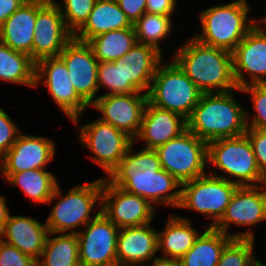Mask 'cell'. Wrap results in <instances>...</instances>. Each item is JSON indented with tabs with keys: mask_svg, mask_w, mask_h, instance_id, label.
Segmentation results:
<instances>
[{
	"mask_svg": "<svg viewBox=\"0 0 266 266\" xmlns=\"http://www.w3.org/2000/svg\"><path fill=\"white\" fill-rule=\"evenodd\" d=\"M174 60L202 93L238 90L233 74L232 52L190 38L179 47Z\"/></svg>",
	"mask_w": 266,
	"mask_h": 266,
	"instance_id": "obj_2",
	"label": "cell"
},
{
	"mask_svg": "<svg viewBox=\"0 0 266 266\" xmlns=\"http://www.w3.org/2000/svg\"><path fill=\"white\" fill-rule=\"evenodd\" d=\"M9 215V208L7 207L5 197L0 195V233L6 225Z\"/></svg>",
	"mask_w": 266,
	"mask_h": 266,
	"instance_id": "obj_43",
	"label": "cell"
},
{
	"mask_svg": "<svg viewBox=\"0 0 266 266\" xmlns=\"http://www.w3.org/2000/svg\"><path fill=\"white\" fill-rule=\"evenodd\" d=\"M162 61V53L150 45L135 43L119 63L122 74V94L142 92L148 94L152 79Z\"/></svg>",
	"mask_w": 266,
	"mask_h": 266,
	"instance_id": "obj_19",
	"label": "cell"
},
{
	"mask_svg": "<svg viewBox=\"0 0 266 266\" xmlns=\"http://www.w3.org/2000/svg\"><path fill=\"white\" fill-rule=\"evenodd\" d=\"M150 266H183L180 259H168L164 257H158Z\"/></svg>",
	"mask_w": 266,
	"mask_h": 266,
	"instance_id": "obj_44",
	"label": "cell"
},
{
	"mask_svg": "<svg viewBox=\"0 0 266 266\" xmlns=\"http://www.w3.org/2000/svg\"><path fill=\"white\" fill-rule=\"evenodd\" d=\"M20 132L19 127L13 122L9 115L0 108V159L15 143Z\"/></svg>",
	"mask_w": 266,
	"mask_h": 266,
	"instance_id": "obj_37",
	"label": "cell"
},
{
	"mask_svg": "<svg viewBox=\"0 0 266 266\" xmlns=\"http://www.w3.org/2000/svg\"><path fill=\"white\" fill-rule=\"evenodd\" d=\"M259 266H265L261 261H259Z\"/></svg>",
	"mask_w": 266,
	"mask_h": 266,
	"instance_id": "obj_47",
	"label": "cell"
},
{
	"mask_svg": "<svg viewBox=\"0 0 266 266\" xmlns=\"http://www.w3.org/2000/svg\"><path fill=\"white\" fill-rule=\"evenodd\" d=\"M137 42L150 45L162 53L160 41L166 39L172 29L171 16L145 12L134 24Z\"/></svg>",
	"mask_w": 266,
	"mask_h": 266,
	"instance_id": "obj_32",
	"label": "cell"
},
{
	"mask_svg": "<svg viewBox=\"0 0 266 266\" xmlns=\"http://www.w3.org/2000/svg\"><path fill=\"white\" fill-rule=\"evenodd\" d=\"M0 79L7 83L35 86V62L0 41Z\"/></svg>",
	"mask_w": 266,
	"mask_h": 266,
	"instance_id": "obj_30",
	"label": "cell"
},
{
	"mask_svg": "<svg viewBox=\"0 0 266 266\" xmlns=\"http://www.w3.org/2000/svg\"><path fill=\"white\" fill-rule=\"evenodd\" d=\"M163 170L181 184L206 173L208 143L188 129L156 149Z\"/></svg>",
	"mask_w": 266,
	"mask_h": 266,
	"instance_id": "obj_8",
	"label": "cell"
},
{
	"mask_svg": "<svg viewBox=\"0 0 266 266\" xmlns=\"http://www.w3.org/2000/svg\"><path fill=\"white\" fill-rule=\"evenodd\" d=\"M98 62H113L124 56L137 43L134 27L112 30L87 42Z\"/></svg>",
	"mask_w": 266,
	"mask_h": 266,
	"instance_id": "obj_29",
	"label": "cell"
},
{
	"mask_svg": "<svg viewBox=\"0 0 266 266\" xmlns=\"http://www.w3.org/2000/svg\"><path fill=\"white\" fill-rule=\"evenodd\" d=\"M27 0H0V26Z\"/></svg>",
	"mask_w": 266,
	"mask_h": 266,
	"instance_id": "obj_42",
	"label": "cell"
},
{
	"mask_svg": "<svg viewBox=\"0 0 266 266\" xmlns=\"http://www.w3.org/2000/svg\"><path fill=\"white\" fill-rule=\"evenodd\" d=\"M98 89L106 87L108 94H122V74L119 63L99 62L97 68Z\"/></svg>",
	"mask_w": 266,
	"mask_h": 266,
	"instance_id": "obj_36",
	"label": "cell"
},
{
	"mask_svg": "<svg viewBox=\"0 0 266 266\" xmlns=\"http://www.w3.org/2000/svg\"><path fill=\"white\" fill-rule=\"evenodd\" d=\"M237 91L249 93L253 102V109L256 114L249 120V113L245 111L247 128L266 130V84H251ZM251 122V123H250Z\"/></svg>",
	"mask_w": 266,
	"mask_h": 266,
	"instance_id": "obj_35",
	"label": "cell"
},
{
	"mask_svg": "<svg viewBox=\"0 0 266 266\" xmlns=\"http://www.w3.org/2000/svg\"><path fill=\"white\" fill-rule=\"evenodd\" d=\"M133 145L134 142L108 179L125 191L147 199L152 205L154 203V206L157 203L178 208L182 184L162 169L155 149L143 147L134 153Z\"/></svg>",
	"mask_w": 266,
	"mask_h": 266,
	"instance_id": "obj_1",
	"label": "cell"
},
{
	"mask_svg": "<svg viewBox=\"0 0 266 266\" xmlns=\"http://www.w3.org/2000/svg\"><path fill=\"white\" fill-rule=\"evenodd\" d=\"M249 10L246 0L202 10L199 14L202 32L193 37L203 44L233 52L257 22L254 18L247 23Z\"/></svg>",
	"mask_w": 266,
	"mask_h": 266,
	"instance_id": "obj_4",
	"label": "cell"
},
{
	"mask_svg": "<svg viewBox=\"0 0 266 266\" xmlns=\"http://www.w3.org/2000/svg\"><path fill=\"white\" fill-rule=\"evenodd\" d=\"M252 238H233L223 249L217 266H259Z\"/></svg>",
	"mask_w": 266,
	"mask_h": 266,
	"instance_id": "obj_33",
	"label": "cell"
},
{
	"mask_svg": "<svg viewBox=\"0 0 266 266\" xmlns=\"http://www.w3.org/2000/svg\"><path fill=\"white\" fill-rule=\"evenodd\" d=\"M260 19H261L260 21H262L261 23L263 24V26L265 25L266 27V15Z\"/></svg>",
	"mask_w": 266,
	"mask_h": 266,
	"instance_id": "obj_45",
	"label": "cell"
},
{
	"mask_svg": "<svg viewBox=\"0 0 266 266\" xmlns=\"http://www.w3.org/2000/svg\"><path fill=\"white\" fill-rule=\"evenodd\" d=\"M48 234L45 222L42 224L35 218L9 215L0 239L37 261L43 252Z\"/></svg>",
	"mask_w": 266,
	"mask_h": 266,
	"instance_id": "obj_23",
	"label": "cell"
},
{
	"mask_svg": "<svg viewBox=\"0 0 266 266\" xmlns=\"http://www.w3.org/2000/svg\"><path fill=\"white\" fill-rule=\"evenodd\" d=\"M173 61V62H172ZM159 64L148 92V101L161 109L169 110L188 119L198 104L202 92L172 60Z\"/></svg>",
	"mask_w": 266,
	"mask_h": 266,
	"instance_id": "obj_7",
	"label": "cell"
},
{
	"mask_svg": "<svg viewBox=\"0 0 266 266\" xmlns=\"http://www.w3.org/2000/svg\"><path fill=\"white\" fill-rule=\"evenodd\" d=\"M266 183L257 186H238L221 220L213 227L233 238H252L251 230L229 234L230 224L240 226L257 225L266 220Z\"/></svg>",
	"mask_w": 266,
	"mask_h": 266,
	"instance_id": "obj_13",
	"label": "cell"
},
{
	"mask_svg": "<svg viewBox=\"0 0 266 266\" xmlns=\"http://www.w3.org/2000/svg\"><path fill=\"white\" fill-rule=\"evenodd\" d=\"M207 160L209 164L212 163L227 174L222 176L210 173L211 175L225 178L238 186H257L266 183L246 134L208 142ZM231 176L237 180H232Z\"/></svg>",
	"mask_w": 266,
	"mask_h": 266,
	"instance_id": "obj_6",
	"label": "cell"
},
{
	"mask_svg": "<svg viewBox=\"0 0 266 266\" xmlns=\"http://www.w3.org/2000/svg\"><path fill=\"white\" fill-rule=\"evenodd\" d=\"M59 57L64 61L77 94L89 105L97 100L98 60L87 42L74 37L66 44Z\"/></svg>",
	"mask_w": 266,
	"mask_h": 266,
	"instance_id": "obj_18",
	"label": "cell"
},
{
	"mask_svg": "<svg viewBox=\"0 0 266 266\" xmlns=\"http://www.w3.org/2000/svg\"><path fill=\"white\" fill-rule=\"evenodd\" d=\"M0 266H37V261L0 239Z\"/></svg>",
	"mask_w": 266,
	"mask_h": 266,
	"instance_id": "obj_38",
	"label": "cell"
},
{
	"mask_svg": "<svg viewBox=\"0 0 266 266\" xmlns=\"http://www.w3.org/2000/svg\"><path fill=\"white\" fill-rule=\"evenodd\" d=\"M233 91L203 93L187 119V129L207 143L245 134L246 110L236 102Z\"/></svg>",
	"mask_w": 266,
	"mask_h": 266,
	"instance_id": "obj_3",
	"label": "cell"
},
{
	"mask_svg": "<svg viewBox=\"0 0 266 266\" xmlns=\"http://www.w3.org/2000/svg\"><path fill=\"white\" fill-rule=\"evenodd\" d=\"M176 3V0H147L146 12L151 14L172 16L176 10Z\"/></svg>",
	"mask_w": 266,
	"mask_h": 266,
	"instance_id": "obj_41",
	"label": "cell"
},
{
	"mask_svg": "<svg viewBox=\"0 0 266 266\" xmlns=\"http://www.w3.org/2000/svg\"><path fill=\"white\" fill-rule=\"evenodd\" d=\"M36 18L37 0H27L0 26V41L33 60Z\"/></svg>",
	"mask_w": 266,
	"mask_h": 266,
	"instance_id": "obj_24",
	"label": "cell"
},
{
	"mask_svg": "<svg viewBox=\"0 0 266 266\" xmlns=\"http://www.w3.org/2000/svg\"><path fill=\"white\" fill-rule=\"evenodd\" d=\"M101 211L119 229L150 223L156 214L155 206L147 199L125 191L109 179H103Z\"/></svg>",
	"mask_w": 266,
	"mask_h": 266,
	"instance_id": "obj_14",
	"label": "cell"
},
{
	"mask_svg": "<svg viewBox=\"0 0 266 266\" xmlns=\"http://www.w3.org/2000/svg\"><path fill=\"white\" fill-rule=\"evenodd\" d=\"M95 2L96 0H63V6L58 1L55 3L64 18L67 29L74 35L87 21Z\"/></svg>",
	"mask_w": 266,
	"mask_h": 266,
	"instance_id": "obj_34",
	"label": "cell"
},
{
	"mask_svg": "<svg viewBox=\"0 0 266 266\" xmlns=\"http://www.w3.org/2000/svg\"><path fill=\"white\" fill-rule=\"evenodd\" d=\"M147 0H117L120 9L134 24L146 12Z\"/></svg>",
	"mask_w": 266,
	"mask_h": 266,
	"instance_id": "obj_40",
	"label": "cell"
},
{
	"mask_svg": "<svg viewBox=\"0 0 266 266\" xmlns=\"http://www.w3.org/2000/svg\"><path fill=\"white\" fill-rule=\"evenodd\" d=\"M238 185L226 180L205 174L181 185V199L178 208L192 209L212 217L208 227H214L223 217L231 197Z\"/></svg>",
	"mask_w": 266,
	"mask_h": 266,
	"instance_id": "obj_9",
	"label": "cell"
},
{
	"mask_svg": "<svg viewBox=\"0 0 266 266\" xmlns=\"http://www.w3.org/2000/svg\"><path fill=\"white\" fill-rule=\"evenodd\" d=\"M78 128V140L93 153L91 159L110 176L119 166L133 139L100 118Z\"/></svg>",
	"mask_w": 266,
	"mask_h": 266,
	"instance_id": "obj_10",
	"label": "cell"
},
{
	"mask_svg": "<svg viewBox=\"0 0 266 266\" xmlns=\"http://www.w3.org/2000/svg\"><path fill=\"white\" fill-rule=\"evenodd\" d=\"M169 217L164 231H157L158 251H163L164 258L181 259L194 245L200 233L186 217L173 214Z\"/></svg>",
	"mask_w": 266,
	"mask_h": 266,
	"instance_id": "obj_26",
	"label": "cell"
},
{
	"mask_svg": "<svg viewBox=\"0 0 266 266\" xmlns=\"http://www.w3.org/2000/svg\"><path fill=\"white\" fill-rule=\"evenodd\" d=\"M130 27L134 26L120 9L117 0H96L87 21L73 37L88 42L100 34Z\"/></svg>",
	"mask_w": 266,
	"mask_h": 266,
	"instance_id": "obj_25",
	"label": "cell"
},
{
	"mask_svg": "<svg viewBox=\"0 0 266 266\" xmlns=\"http://www.w3.org/2000/svg\"><path fill=\"white\" fill-rule=\"evenodd\" d=\"M158 232L151 223L119 229L116 244L118 266H146L158 257ZM156 254V255H155Z\"/></svg>",
	"mask_w": 266,
	"mask_h": 266,
	"instance_id": "obj_21",
	"label": "cell"
},
{
	"mask_svg": "<svg viewBox=\"0 0 266 266\" xmlns=\"http://www.w3.org/2000/svg\"><path fill=\"white\" fill-rule=\"evenodd\" d=\"M56 0H37V18L33 39V61L57 57L73 38Z\"/></svg>",
	"mask_w": 266,
	"mask_h": 266,
	"instance_id": "obj_15",
	"label": "cell"
},
{
	"mask_svg": "<svg viewBox=\"0 0 266 266\" xmlns=\"http://www.w3.org/2000/svg\"><path fill=\"white\" fill-rule=\"evenodd\" d=\"M75 266H87V265H84L83 263H77Z\"/></svg>",
	"mask_w": 266,
	"mask_h": 266,
	"instance_id": "obj_46",
	"label": "cell"
},
{
	"mask_svg": "<svg viewBox=\"0 0 266 266\" xmlns=\"http://www.w3.org/2000/svg\"><path fill=\"white\" fill-rule=\"evenodd\" d=\"M53 140L34 135L19 134L15 143L0 159L2 174H13L29 169H45L54 158Z\"/></svg>",
	"mask_w": 266,
	"mask_h": 266,
	"instance_id": "obj_20",
	"label": "cell"
},
{
	"mask_svg": "<svg viewBox=\"0 0 266 266\" xmlns=\"http://www.w3.org/2000/svg\"><path fill=\"white\" fill-rule=\"evenodd\" d=\"M102 186L103 178H100L90 183L77 185L63 196L58 183L51 199L47 202V204H50L55 198H58L45 221L51 235L60 233L77 234L78 231L73 230L74 228L85 226L93 220L101 212L100 206L97 213L93 217L90 216L98 200L101 205Z\"/></svg>",
	"mask_w": 266,
	"mask_h": 266,
	"instance_id": "obj_5",
	"label": "cell"
},
{
	"mask_svg": "<svg viewBox=\"0 0 266 266\" xmlns=\"http://www.w3.org/2000/svg\"><path fill=\"white\" fill-rule=\"evenodd\" d=\"M50 235L49 232L37 266H75L80 262L78 237L75 233H63L54 237Z\"/></svg>",
	"mask_w": 266,
	"mask_h": 266,
	"instance_id": "obj_31",
	"label": "cell"
},
{
	"mask_svg": "<svg viewBox=\"0 0 266 266\" xmlns=\"http://www.w3.org/2000/svg\"><path fill=\"white\" fill-rule=\"evenodd\" d=\"M10 185L19 186L33 202L46 203L51 199L58 184L57 178L46 169H29L26 171L3 174Z\"/></svg>",
	"mask_w": 266,
	"mask_h": 266,
	"instance_id": "obj_28",
	"label": "cell"
},
{
	"mask_svg": "<svg viewBox=\"0 0 266 266\" xmlns=\"http://www.w3.org/2000/svg\"><path fill=\"white\" fill-rule=\"evenodd\" d=\"M41 82L47 86L56 105L77 124L89 105L75 91L67 67L59 56L46 57L35 63L34 87Z\"/></svg>",
	"mask_w": 266,
	"mask_h": 266,
	"instance_id": "obj_11",
	"label": "cell"
},
{
	"mask_svg": "<svg viewBox=\"0 0 266 266\" xmlns=\"http://www.w3.org/2000/svg\"><path fill=\"white\" fill-rule=\"evenodd\" d=\"M233 74L236 85L266 84V30L256 24L232 52ZM247 73L250 77L244 75Z\"/></svg>",
	"mask_w": 266,
	"mask_h": 266,
	"instance_id": "obj_16",
	"label": "cell"
},
{
	"mask_svg": "<svg viewBox=\"0 0 266 266\" xmlns=\"http://www.w3.org/2000/svg\"><path fill=\"white\" fill-rule=\"evenodd\" d=\"M78 231L79 261L87 266H118L116 244L119 228L102 211Z\"/></svg>",
	"mask_w": 266,
	"mask_h": 266,
	"instance_id": "obj_12",
	"label": "cell"
},
{
	"mask_svg": "<svg viewBox=\"0 0 266 266\" xmlns=\"http://www.w3.org/2000/svg\"><path fill=\"white\" fill-rule=\"evenodd\" d=\"M187 130V119L178 113L158 108L147 101L142 116V123L137 136L139 142L144 140L146 149H156L178 137Z\"/></svg>",
	"mask_w": 266,
	"mask_h": 266,
	"instance_id": "obj_22",
	"label": "cell"
},
{
	"mask_svg": "<svg viewBox=\"0 0 266 266\" xmlns=\"http://www.w3.org/2000/svg\"><path fill=\"white\" fill-rule=\"evenodd\" d=\"M245 134L251 143L259 171L266 178V130L247 128Z\"/></svg>",
	"mask_w": 266,
	"mask_h": 266,
	"instance_id": "obj_39",
	"label": "cell"
},
{
	"mask_svg": "<svg viewBox=\"0 0 266 266\" xmlns=\"http://www.w3.org/2000/svg\"><path fill=\"white\" fill-rule=\"evenodd\" d=\"M233 237L207 227L180 259L183 266H217L225 246Z\"/></svg>",
	"mask_w": 266,
	"mask_h": 266,
	"instance_id": "obj_27",
	"label": "cell"
},
{
	"mask_svg": "<svg viewBox=\"0 0 266 266\" xmlns=\"http://www.w3.org/2000/svg\"><path fill=\"white\" fill-rule=\"evenodd\" d=\"M103 94L91 105L102 113L103 122L125 132L133 140L137 136L145 105L148 101L146 93Z\"/></svg>",
	"mask_w": 266,
	"mask_h": 266,
	"instance_id": "obj_17",
	"label": "cell"
}]
</instances>
